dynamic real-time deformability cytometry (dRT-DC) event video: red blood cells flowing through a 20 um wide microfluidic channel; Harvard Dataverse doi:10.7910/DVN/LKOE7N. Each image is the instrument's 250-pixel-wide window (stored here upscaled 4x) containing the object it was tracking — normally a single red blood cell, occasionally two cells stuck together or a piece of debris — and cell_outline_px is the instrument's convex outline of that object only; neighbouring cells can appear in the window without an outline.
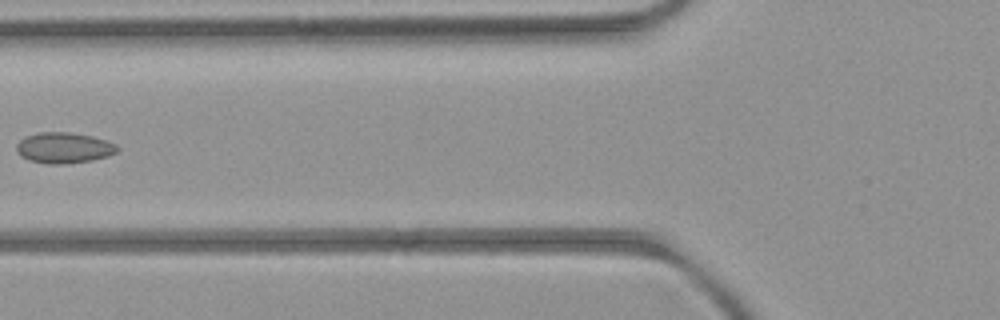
{"species": "common noctule bat (a hibernating species)", "species_latin": "Nyctalus noctula", "temperature_condition": "room temperature", "stored_images_in_passage": 8, "camera_frame_rate_fps": 3000, "um_per_image_px": 0.085, "animal": {"sex": "female", "body_mass_g": 21.9}, "frame": {"image": 1, "passage_image": 6, "time_ms": 6.0, "image_size_px": [1000, 320], "cell_outline_px": [[120, 148], [116, 152], [108, 156], [92, 160], [64, 164], [52, 164], [28, 160], [20, 156], [16, 152], [16, 144], [24, 136], [36, 132], [72, 132], [92, 136], [116, 144]], "centroid_in_image_um": [5.4, 12.55], "position_along_channel_um": 120.4, "area_um2": 18.26}}
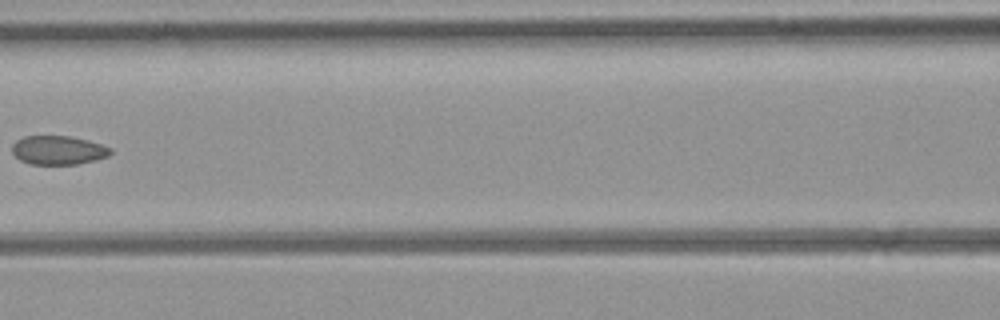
{"frame": {"image": 2, "passage_image": 7, "time_ms": 7.0, "image_size_px": [1000, 320], "cell_outline_px": [[112, 152], [108, 156], [96, 160], [76, 164], [32, 164], [20, 160], [12, 152], [12, 144], [16, 140], [24, 136], [68, 136], [88, 140], [112, 148]], "centroid_in_image_um": [4.95, 12.76], "position_along_channel_um": 161.7, "area_um2": 16.53}}
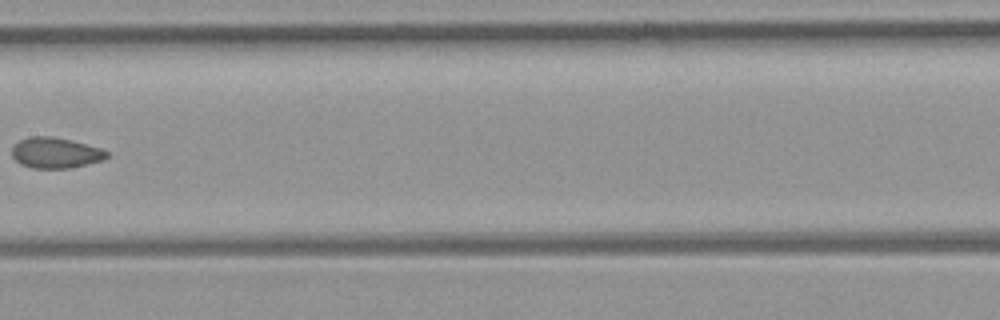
{"frame": {"image": 3, "passage_image": 8, "time_ms": 8.0, "image_size_px": [1000, 320], "cell_outline_px": [[108, 156], [104, 160], [68, 168], [32, 168], [20, 164], [12, 156], [12, 148], [20, 140], [28, 136], [52, 136], [100, 148], [108, 152]], "centroid_in_image_um": [4.69, 12.99], "position_along_channel_um": 202.7, "area_um2": 16.76}}